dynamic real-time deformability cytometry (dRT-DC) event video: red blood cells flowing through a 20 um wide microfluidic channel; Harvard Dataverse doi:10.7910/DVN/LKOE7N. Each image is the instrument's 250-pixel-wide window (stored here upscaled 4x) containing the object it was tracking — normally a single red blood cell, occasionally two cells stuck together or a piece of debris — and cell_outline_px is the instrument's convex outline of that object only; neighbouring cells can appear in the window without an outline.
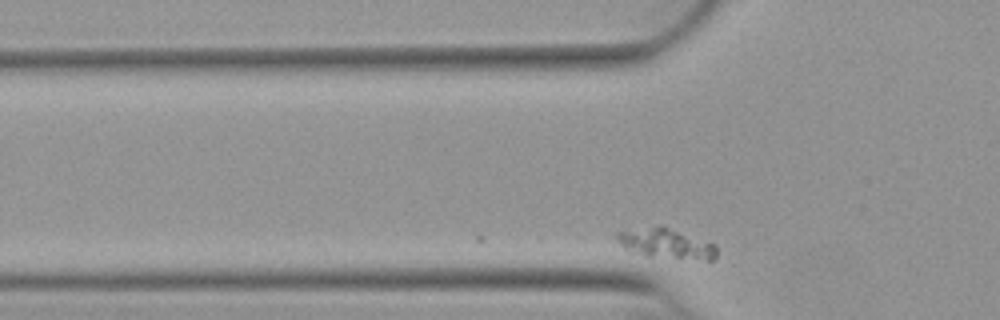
{"species": "Egyptian fruit bat (a non-hibernating species)", "species_latin": "Rousettus aegyptiacus", "temperature_condition": "warm", "stored_images_in_passage": 31, "camera_frame_rate_fps": 3000, "um_per_image_px": 0.085, "animal": {"sex": "female"}, "frame": {"image": 1, "passage_image": 4, "time_ms": 1.0, "image_size_px": [1000, 320], "cell_outline_px": [[716, 256], [712, 260], [708, 260], [648, 256], [624, 248], [620, 244], [616, 236], [616, 232], [660, 224], [716, 244]], "centroid_in_image_um": [56.63, 20.68], "position_along_channel_um": 69.2, "area_um2": 17.4}}
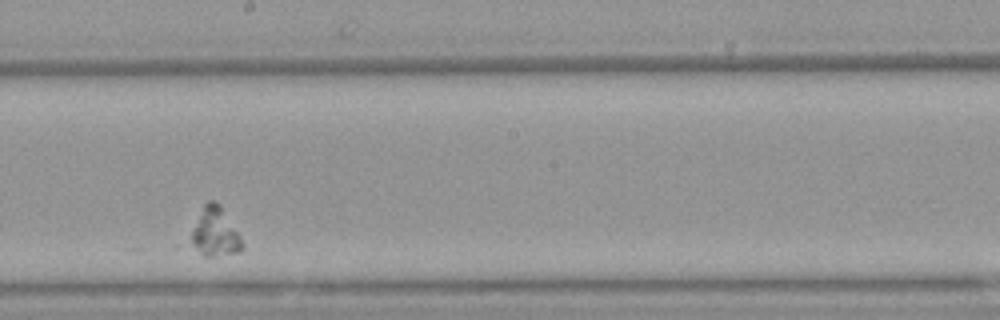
{"frame": {"image": 2, "passage_image": 19, "time_ms": 6.0, "image_size_px": [1000, 320], "cell_outline_px": [[244, 248], [236, 252], [216, 256], [204, 256], [192, 244], [192, 232], [204, 204], [208, 200], [216, 200], [220, 204], [240, 236], [244, 244]], "centroid_in_image_um": [18.32, 19.72], "position_along_channel_um": 229.9, "area_um2": 14.16}}
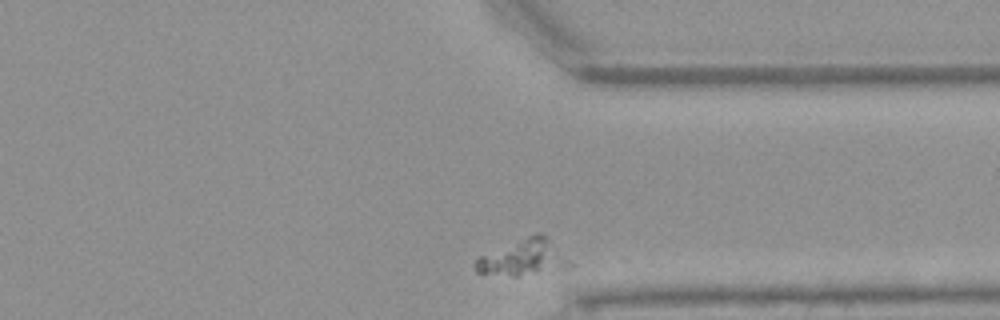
{"frame": {"image": 3, "passage_image": 31, "time_ms": 10.0, "image_size_px": [1000, 320], "cell_outline_px": [[564, 268], [516, 276], [512, 276], [476, 272], [472, 264], [480, 256], [536, 232], [544, 232], [564, 264]], "centroid_in_image_um": [44.29, 21.89], "position_along_channel_um": 367.1, "area_um2": 18.32}}